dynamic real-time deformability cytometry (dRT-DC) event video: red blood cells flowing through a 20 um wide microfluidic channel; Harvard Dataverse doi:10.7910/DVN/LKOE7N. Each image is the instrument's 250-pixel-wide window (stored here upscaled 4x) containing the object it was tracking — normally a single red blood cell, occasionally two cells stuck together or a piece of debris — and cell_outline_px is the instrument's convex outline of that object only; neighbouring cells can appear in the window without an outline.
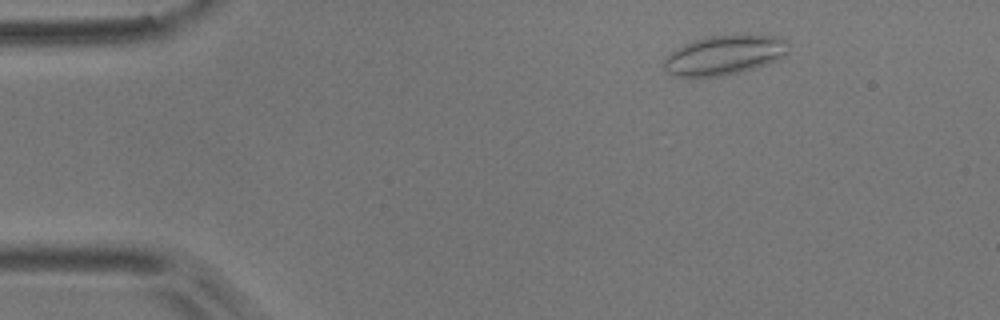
{"species": "common noctule bat (a hibernating species)", "species_latin": "Nyctalus noctula", "temperature_condition": "room temperature", "stored_images_in_passage": 32, "camera_frame_rate_fps": 3000, "um_per_image_px": 0.085, "animal": {"sex": "male", "body_mass_g": 17.9}, "frame": {"image": 1, "passage_image": 5, "time_ms": 1.333, "image_size_px": [1000, 320], "cell_outline_px": [[792, 44], [788, 52], [780, 60], [768, 64], [740, 72], [724, 76], [672, 76], [664, 68], [664, 60], [676, 48], [684, 44], [708, 36], [732, 32], [780, 36], [788, 40]], "centroid_in_image_um": [61.69, 4.63], "position_along_channel_um": 23.3, "area_um2": 29.65}}
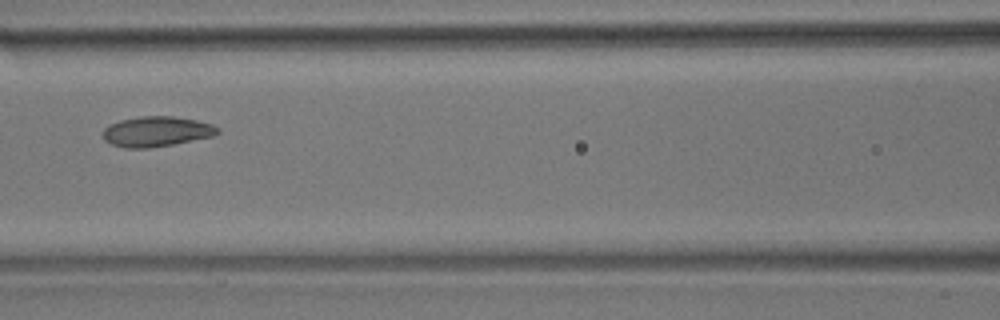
{"frame": {"image": 2, "passage_image": 21, "time_ms": 6.667, "image_size_px": [1000, 320], "cell_outline_px": [[220, 132], [212, 136], [172, 144], [148, 148], [124, 148], [112, 144], [104, 140], [104, 128], [108, 124], [120, 120], [140, 116], [172, 116], [196, 120], [212, 124], [220, 128]], "centroid_in_image_um": [13.29, 11.17], "position_along_channel_um": 153.3, "area_um2": 20.11}}
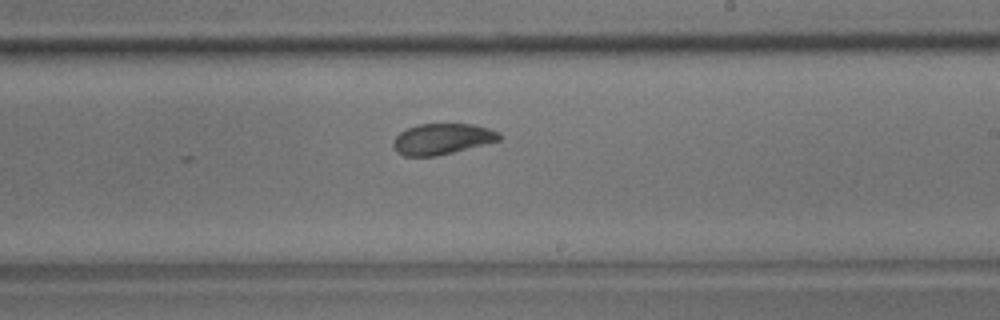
{"frame": {"image": 3, "passage_image": 29, "time_ms": 9.333, "image_size_px": [1000, 320], "cell_outline_px": [[504, 136], [500, 140], [436, 156], [404, 156], [396, 152], [392, 144], [392, 140], [400, 132], [416, 124], [472, 124], [488, 128], [500, 132]], "centroid_in_image_um": [37.57, 11.81], "position_along_channel_um": 251.4, "area_um2": 19.13}}